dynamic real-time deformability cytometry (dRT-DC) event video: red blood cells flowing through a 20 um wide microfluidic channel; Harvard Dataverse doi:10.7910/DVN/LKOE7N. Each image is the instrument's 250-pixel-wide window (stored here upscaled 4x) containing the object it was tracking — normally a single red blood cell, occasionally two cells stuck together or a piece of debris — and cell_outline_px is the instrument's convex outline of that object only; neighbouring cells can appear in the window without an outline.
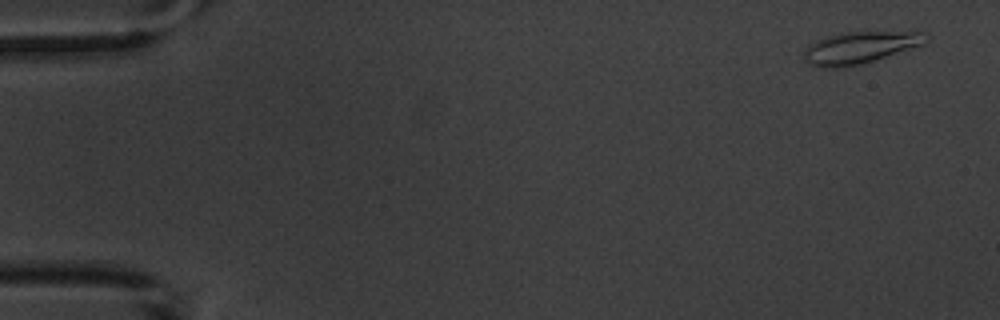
{"species": "common noctule bat (a hibernating species)", "species_latin": "Nyctalus noctula", "temperature_condition": "warm", "stored_images_in_passage": 5, "camera_frame_rate_fps": 3000, "um_per_image_px": 0.085, "animal": {"sex": "male", "body_mass_g": 20.1, "forearm_length_mm": 53.5}, "frame": {"image": 1, "passage_image": 1, "time_ms": 0.0, "image_size_px": [1000, 320], "cell_outline_px": [[932, 36], [924, 44], [860, 64], [844, 68], [820, 68], [808, 64], [804, 60], [804, 52], [808, 44], [824, 36], [840, 32], [928, 32]], "centroid_in_image_um": [73.06, 4.04], "position_along_channel_um": 11.9, "area_um2": 22.95}}
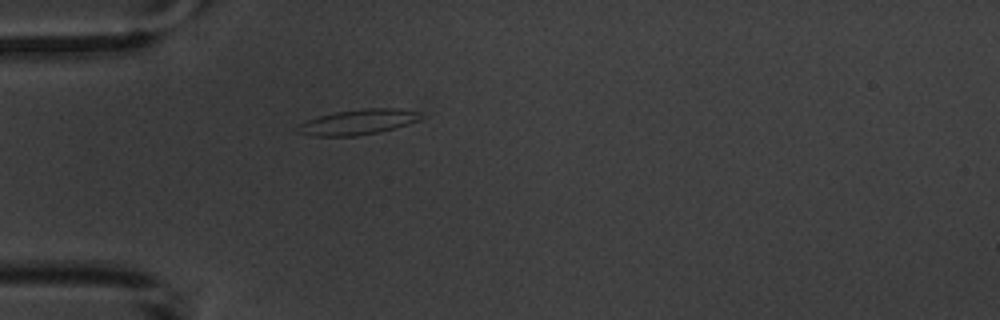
{"frame": {"image": 2, "passage_image": 5, "time_ms": 4.667, "image_size_px": [1000, 320], "cell_outline_px": [[420, 120], [396, 128], [380, 132], [356, 136], [316, 136], [296, 132], [296, 128], [300, 124], [308, 120], [320, 116], [336, 112], [364, 108], [396, 108], [416, 112]], "centroid_in_image_um": [30.4, 10.38], "position_along_channel_um": 54.6, "area_um2": 17.86}}